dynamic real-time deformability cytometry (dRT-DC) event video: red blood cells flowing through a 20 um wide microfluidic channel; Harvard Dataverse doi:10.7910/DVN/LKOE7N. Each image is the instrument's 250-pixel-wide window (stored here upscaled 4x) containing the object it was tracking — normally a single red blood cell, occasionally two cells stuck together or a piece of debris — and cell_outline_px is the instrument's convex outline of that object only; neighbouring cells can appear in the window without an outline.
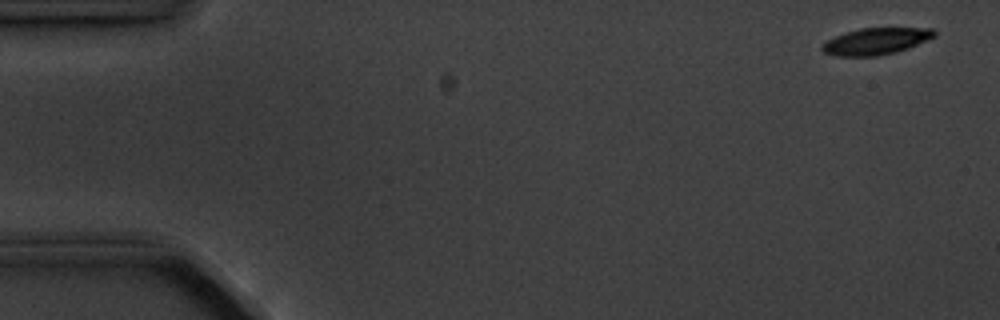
{"species": "common noctule bat (a hibernating species)", "species_latin": "Nyctalus noctula", "temperature_condition": "cold", "stored_images_in_passage": 5, "camera_frame_rate_fps": 3000, "um_per_image_px": 0.085, "animal": {"sex": "male", "body_mass_g": 20.1, "forearm_length_mm": 53.5}, "frame": {"image": 1, "passage_image": 1, "time_ms": 0.0, "image_size_px": [1000, 320], "cell_outline_px": [[936, 36], [908, 48], [896, 52], [876, 56], [836, 56], [824, 52], [820, 48], [820, 44], [844, 32], [860, 28], [932, 28], [936, 32]], "centroid_in_image_um": [74.43, 3.5], "position_along_channel_um": 10.6, "area_um2": 17.46}}
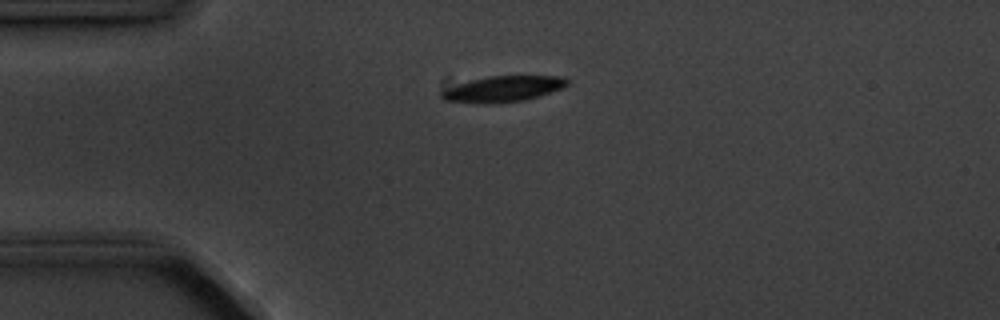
{"frame": {"image": 2, "passage_image": 4, "time_ms": 3.667, "image_size_px": [1000, 320], "cell_outline_px": [[568, 84], [560, 88], [540, 96], [524, 100], [496, 104], [480, 104], [444, 100], [440, 96], [440, 92], [448, 88], [468, 80], [488, 76], [564, 76], [568, 80]], "centroid_in_image_um": [42.73, 7.57], "position_along_channel_um": 42.3, "area_um2": 19.02}}